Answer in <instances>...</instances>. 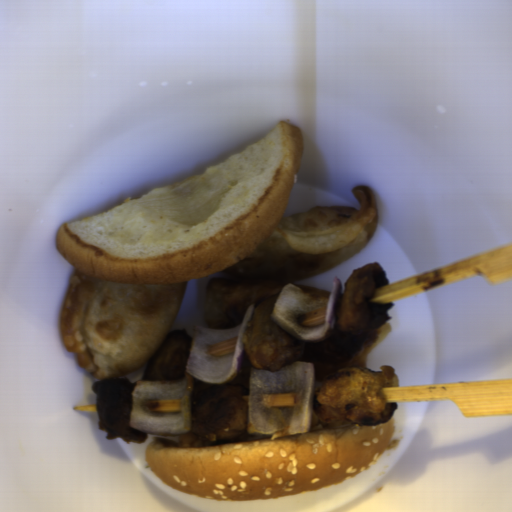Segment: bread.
<instances>
[{
    "label": "bread",
    "mask_w": 512,
    "mask_h": 512,
    "mask_svg": "<svg viewBox=\"0 0 512 512\" xmlns=\"http://www.w3.org/2000/svg\"><path fill=\"white\" fill-rule=\"evenodd\" d=\"M303 155L300 127L280 120L250 146L186 179L58 225L55 250L69 265L104 282L143 287L211 275L249 257L277 225ZM217 168L229 180L227 191L200 224L150 216L138 204Z\"/></svg>",
    "instance_id": "bread-1"
},
{
    "label": "bread",
    "mask_w": 512,
    "mask_h": 512,
    "mask_svg": "<svg viewBox=\"0 0 512 512\" xmlns=\"http://www.w3.org/2000/svg\"><path fill=\"white\" fill-rule=\"evenodd\" d=\"M395 418L379 425L338 420L323 425L312 411L308 433H248L210 441L189 433L155 438L145 461L160 482L181 493L219 502H258L317 491L362 472L383 456Z\"/></svg>",
    "instance_id": "bread-2"
}]
</instances>
